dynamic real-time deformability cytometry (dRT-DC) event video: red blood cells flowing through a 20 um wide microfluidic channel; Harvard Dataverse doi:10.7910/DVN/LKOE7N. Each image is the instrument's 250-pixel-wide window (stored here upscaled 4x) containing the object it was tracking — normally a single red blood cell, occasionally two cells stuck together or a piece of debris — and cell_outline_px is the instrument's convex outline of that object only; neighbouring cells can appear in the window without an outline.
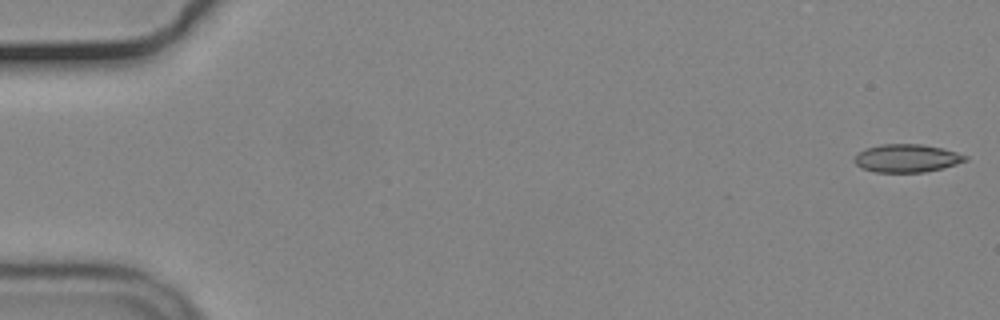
{"species": "common noctule bat (a hibernating species)", "species_latin": "Nyctalus noctula", "temperature_condition": "cold", "stored_images_in_passage": 55, "camera_frame_rate_fps": 3000, "um_per_image_px": 0.085, "animal": {"sex": "male", "body_mass_g": 19.2, "forearm_length_mm": 51.8}, "frame": {"image": 1, "passage_image": 1, "time_ms": 0.0, "image_size_px": [1000, 320], "cell_outline_px": [[968, 160], [956, 164], [924, 172], [876, 172], [864, 168], [856, 164], [852, 160], [864, 148], [880, 144], [920, 144], [944, 148], [968, 156]], "centroid_in_image_um": [77.08, 13.44], "position_along_channel_um": 7.9, "area_um2": 18.03}}
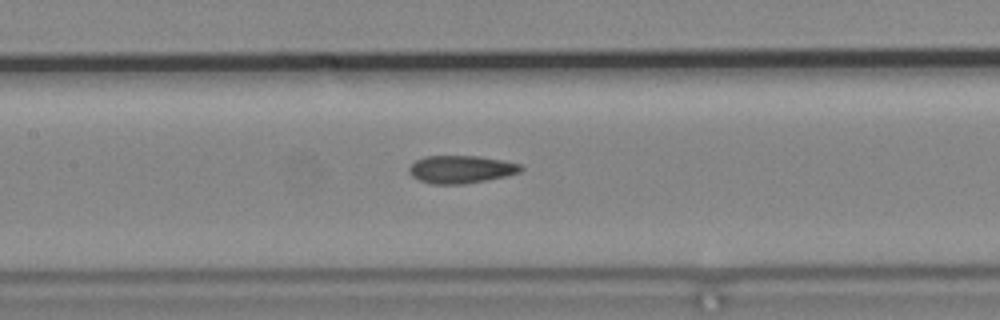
{"frame": {"image": 2, "passage_image": 26, "time_ms": 8.333, "image_size_px": [1000, 320], "cell_outline_px": [[524, 168], [520, 172], [504, 176], [464, 184], [432, 184], [420, 180], [412, 176], [408, 172], [408, 168], [416, 160], [424, 156], [480, 156], [504, 160], [520, 164]], "centroid_in_image_um": [39.17, 14.38], "position_along_channel_um": 168.2, "area_um2": 18.03}}
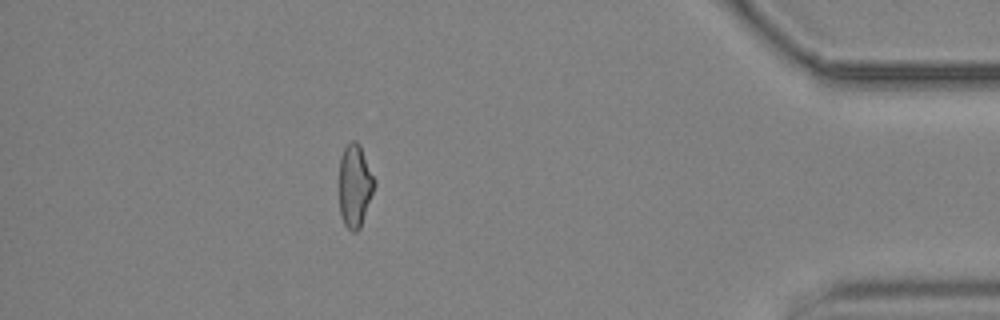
{"frame": {"image": 3, "passage_image": 49, "time_ms": 16.0, "image_size_px": [1000, 320], "cell_outline_px": [[376, 184], [360, 228], [356, 232], [352, 232], [344, 224], [340, 216], [340, 160], [344, 148], [352, 140], [356, 140], [360, 144], [376, 180]], "centroid_in_image_um": [30.18, 15.78], "position_along_channel_um": 405.0, "area_um2": 17.05}, "authors_computed_cell_mechanics": {"area_um2": 17.9758, "velocity_mm_per_s": 3.7063, "shape_relaxation_time_tau1_ms": null, "shape_relaxation_time_tau2_ms": 2.2319, "deformation_change_tau1": null, "deformation_change_tau2": 0.0832}}